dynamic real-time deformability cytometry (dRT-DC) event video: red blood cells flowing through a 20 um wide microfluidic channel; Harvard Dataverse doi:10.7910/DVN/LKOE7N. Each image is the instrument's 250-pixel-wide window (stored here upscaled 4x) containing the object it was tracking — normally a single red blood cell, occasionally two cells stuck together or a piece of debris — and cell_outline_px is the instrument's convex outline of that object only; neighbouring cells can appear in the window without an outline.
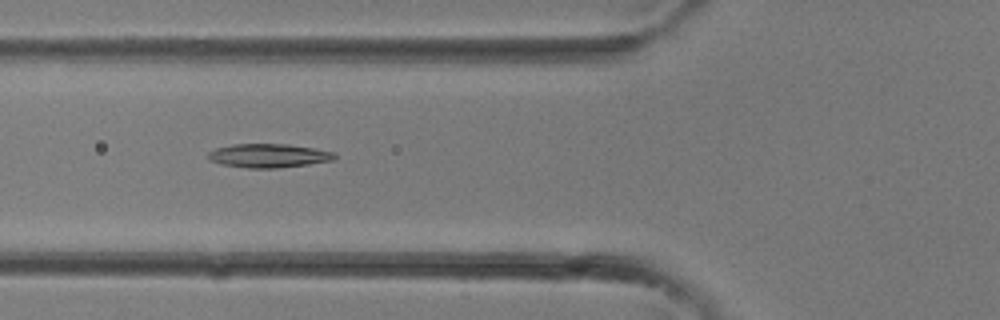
{"species": "common noctule bat (a hibernating species)", "species_latin": "Nyctalus noctula", "temperature_condition": "room temperature", "stored_images_in_passage": 32, "camera_frame_rate_fps": 3000, "um_per_image_px": 0.085, "animal": {"sex": "female"}, "frame": {"image": 1, "passage_image": 12, "time_ms": 3.667, "image_size_px": [1000, 320], "cell_outline_px": [[336, 160], [308, 164], [276, 168], [248, 168], [220, 164], [208, 160], [208, 152], [216, 148], [232, 144], [288, 144], [312, 148], [332, 152], [336, 156]], "centroid_in_image_um": [22.79, 13.23], "position_along_channel_um": 103.0, "area_um2": 17.51}}
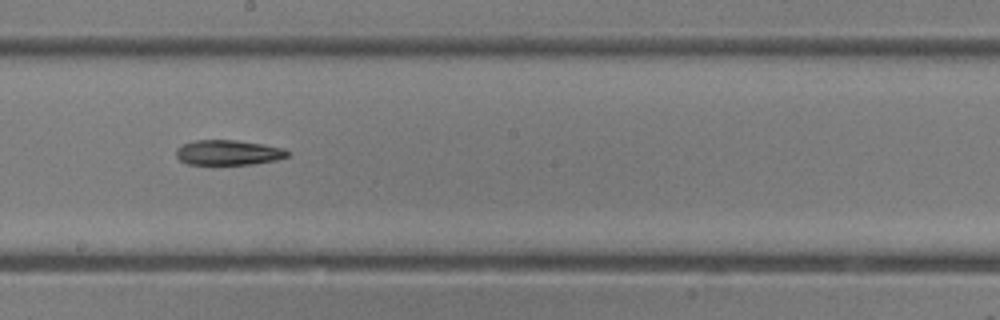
{"frame": {"image": 2, "passage_image": 18, "time_ms": 5.667, "image_size_px": [1000, 320], "cell_outline_px": [[292, 152], [288, 156], [276, 160], [252, 164], [188, 164], [180, 160], [176, 156], [176, 148], [184, 144], [196, 140], [236, 140], [264, 144], [284, 148]], "centroid_in_image_um": [19.44, 12.96], "position_along_channel_um": 228.8, "area_um2": 16.3}}
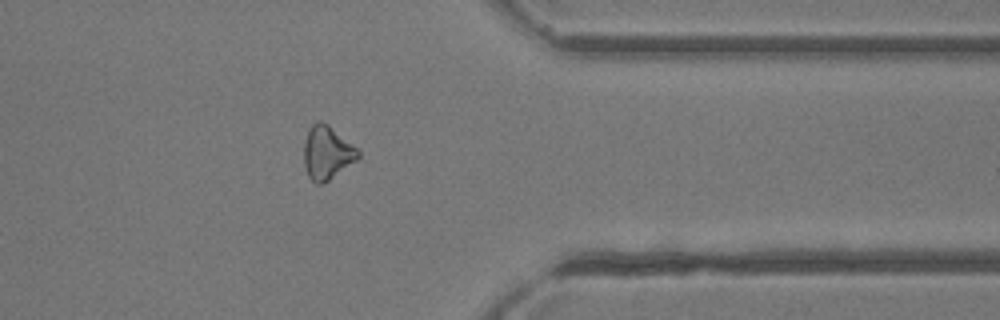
{"frame": {"image": 3, "passage_image": 26, "time_ms": 8.333, "image_size_px": [1000, 320], "cell_outline_px": [[360, 156], [356, 160], [328, 180], [320, 184], [316, 184], [308, 176], [304, 164], [304, 140], [308, 128], [316, 120], [320, 120], [328, 124], [352, 144], [360, 152]], "centroid_in_image_um": [27.76, 12.95], "position_along_channel_um": 383.6, "area_um2": 16.76}}